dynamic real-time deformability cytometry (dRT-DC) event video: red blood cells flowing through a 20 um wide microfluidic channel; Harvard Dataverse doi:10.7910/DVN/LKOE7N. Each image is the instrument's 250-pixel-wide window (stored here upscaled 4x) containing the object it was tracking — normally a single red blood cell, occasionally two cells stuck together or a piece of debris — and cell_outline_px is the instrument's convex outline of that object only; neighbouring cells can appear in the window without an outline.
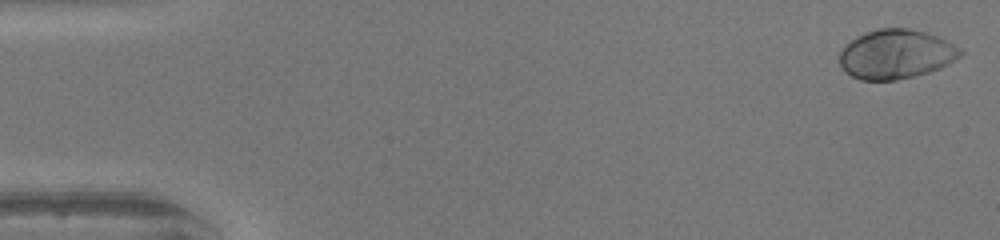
{"species": "human", "species_latin": "Homo sapiens", "temperature_condition": "warm", "stored_images_in_passage": 49, "camera_frame_rate_fps": 3000, "um_per_image_px": 0.085, "donor": {"sex": "female"}, "frame": {"image": 1, "passage_image": 1, "time_ms": 0.0, "image_size_px": [1000, 240], "cell_outline_px": [[964, 52], [960, 56], [948, 64], [940, 68], [916, 76], [896, 80], [860, 80], [844, 72], [840, 68], [840, 52], [856, 36], [876, 28], [908, 28], [924, 32], [936, 36], [960, 48]], "centroid_in_image_um": [76.14, 4.62], "position_along_channel_um": 8.9, "area_um2": 34.62}}
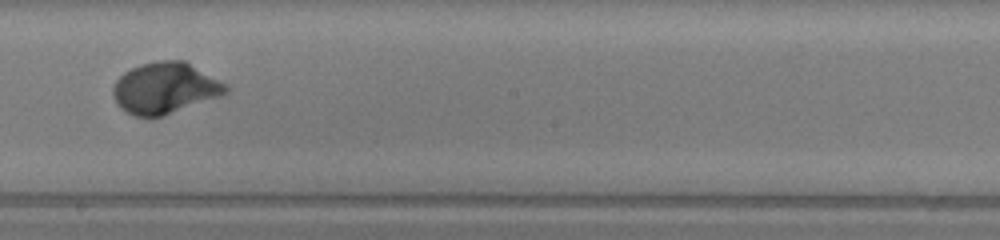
{"frame": {"image": 2, "passage_image": 28, "time_ms": 9.0, "image_size_px": [1000, 240], "cell_outline_px": [[228, 92], [220, 96], [164, 116], [152, 120], [132, 116], [120, 108], [116, 104], [112, 96], [112, 88], [116, 80], [124, 72], [140, 64], [160, 60], [184, 60], [228, 84]], "centroid_in_image_um": [13.99, 7.52], "position_along_channel_um": 234.2, "area_um2": 34.33}}
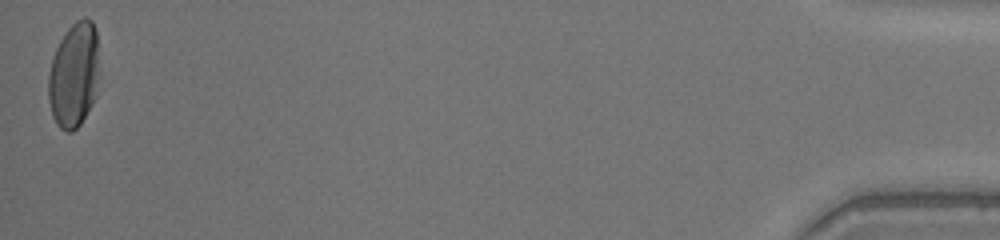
{"frame": {"image": 3, "passage_image": 49, "time_ms": 16.0, "image_size_px": [1000, 240], "cell_outline_px": [[96, 96], [92, 104], [80, 124], [72, 132], [68, 132], [60, 128], [56, 124], [52, 116], [48, 100], [48, 76], [52, 60], [56, 48], [60, 40], [68, 28], [76, 20], [84, 16], [92, 20], [96, 32]], "centroid_in_image_um": [6.24, 6.39], "position_along_channel_um": 429.0, "area_um2": 30.75}, "authors_computed_cell_mechanics": {"area_um2": 32.7148, "velocity_mm_per_s": 4.1789, "shape_relaxation_time_tau1_ms": 2.3791, "shape_relaxation_time_tau2_ms": null, "deformation_change_tau1": 0.1955, "deformation_change_tau2": null}}